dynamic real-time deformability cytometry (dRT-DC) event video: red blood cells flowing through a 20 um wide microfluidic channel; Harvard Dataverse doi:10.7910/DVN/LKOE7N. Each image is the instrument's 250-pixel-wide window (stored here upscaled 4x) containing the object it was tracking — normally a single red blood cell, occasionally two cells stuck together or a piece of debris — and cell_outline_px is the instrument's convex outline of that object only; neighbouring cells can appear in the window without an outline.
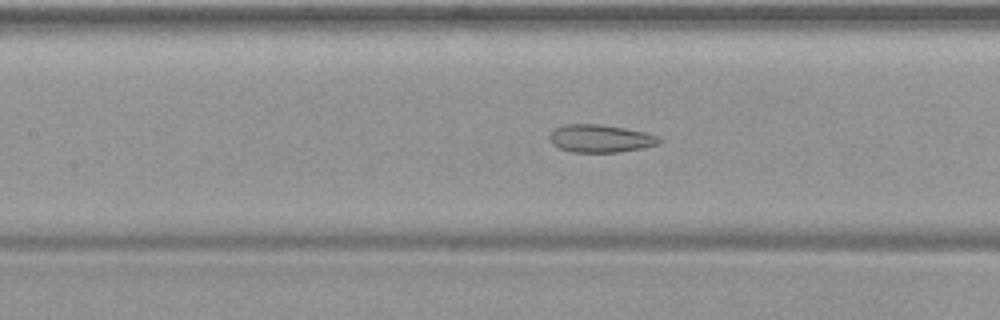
{"species": "common noctule bat (a hibernating species)", "species_latin": "Nyctalus noctula", "temperature_condition": "warm", "stored_images_in_passage": 36, "camera_frame_rate_fps": 3000, "um_per_image_px": 0.085, "animal": {"sex": "female", "body_mass_g": 19.9}, "frame": {"image": 1, "passage_image": 9, "time_ms": 2.667, "image_size_px": [1000, 320], "cell_outline_px": [[664, 140], [656, 144], [640, 148], [620, 152], [572, 152], [560, 148], [552, 144], [548, 136], [556, 128], [564, 124], [600, 124], [624, 128], [644, 132], [656, 136]], "centroid_in_image_um": [51.0, 11.77], "position_along_channel_um": 156.4, "area_um2": 17.57}}
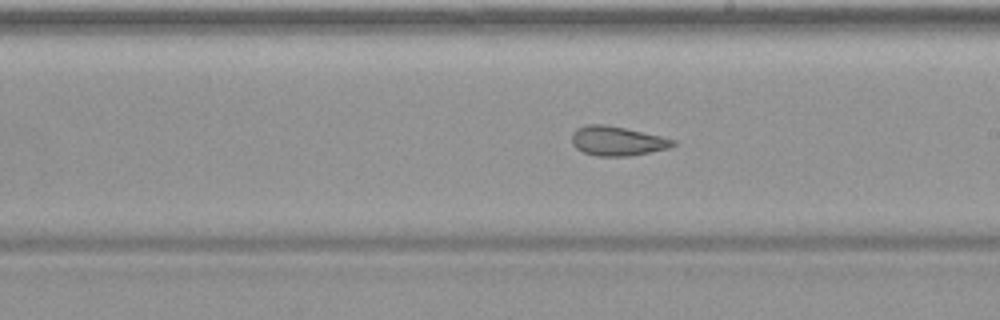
{"frame": {"image": 2, "passage_image": 15, "time_ms": 4.667, "image_size_px": [1000, 320], "cell_outline_px": [[676, 144], [668, 148], [628, 156], [596, 156], [584, 152], [576, 148], [572, 144], [572, 132], [576, 128], [588, 124], [604, 124], [624, 128], [660, 136], [676, 140]], "centroid_in_image_um": [52.42, 11.98], "position_along_channel_um": 236.6, "area_um2": 17.17}}
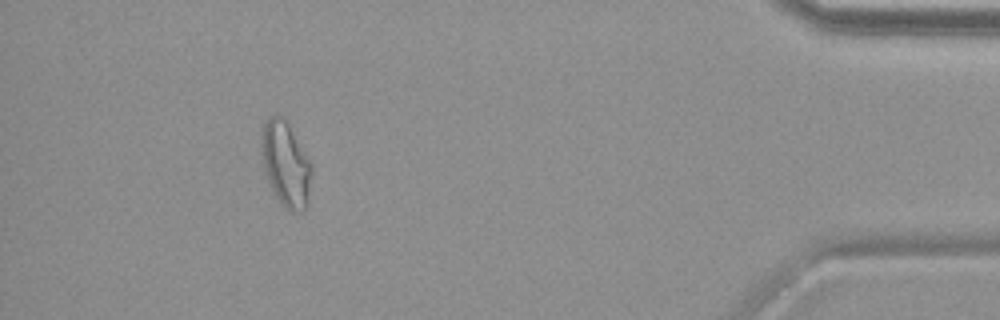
{"frame": {"image": 3, "passage_image": 32, "time_ms": 10.333, "image_size_px": [1000, 320], "cell_outline_px": [[312, 176], [308, 196], [304, 208], [300, 212], [292, 212], [284, 208], [280, 204], [272, 192], [264, 168], [260, 152], [260, 140], [264, 124], [268, 116], [276, 112], [284, 116], [288, 120], [312, 164]], "centroid_in_image_um": [24.27, 13.88], "position_along_channel_um": 410.9, "area_um2": 25.61}}